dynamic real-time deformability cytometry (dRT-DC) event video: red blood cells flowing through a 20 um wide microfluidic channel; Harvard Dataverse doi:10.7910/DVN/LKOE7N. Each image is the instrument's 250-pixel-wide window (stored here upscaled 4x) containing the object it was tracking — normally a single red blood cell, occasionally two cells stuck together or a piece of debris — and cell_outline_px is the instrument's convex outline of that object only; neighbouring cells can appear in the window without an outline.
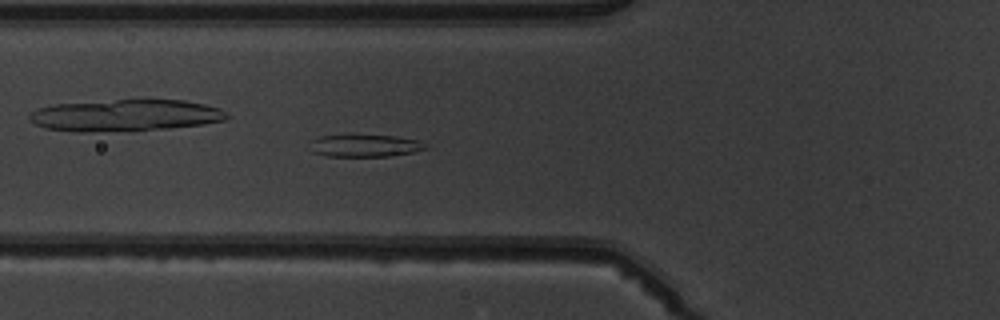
{"species": "common noctule bat (a hibernating species)", "species_latin": "Nyctalus noctula", "temperature_condition": "warm", "stored_images_in_passage": 5, "camera_frame_rate_fps": 3000, "um_per_image_px": 0.085, "animal": {"sex": "male", "body_mass_g": 19.5, "forearm_length_mm": 54.6}, "frame": {"image": 1, "passage_image": 5, "time_ms": 4.667, "image_size_px": [1000, 320], "cell_outline_px": [[428, 148], [412, 152], [392, 156], [324, 156], [312, 152], [312, 140], [320, 136], [348, 132], [396, 136], [420, 140]], "centroid_in_image_um": [30.98, 12.33], "position_along_channel_um": 94.8, "area_um2": 15.78}}